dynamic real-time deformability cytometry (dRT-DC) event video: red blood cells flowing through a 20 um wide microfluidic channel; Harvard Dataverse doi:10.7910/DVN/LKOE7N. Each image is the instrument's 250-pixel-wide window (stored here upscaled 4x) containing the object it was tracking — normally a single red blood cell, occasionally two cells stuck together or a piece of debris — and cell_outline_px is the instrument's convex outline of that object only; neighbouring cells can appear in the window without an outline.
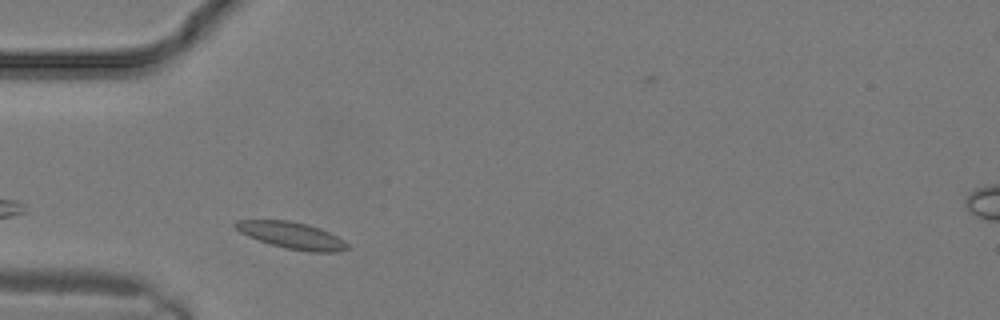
{"species": "common noctule bat (a hibernating species)", "species_latin": "Nyctalus noctula", "temperature_condition": "warm", "stored_images_in_passage": 9, "camera_frame_rate_fps": 3000, "um_per_image_px": 0.085, "animal": {"sex": "male", "body_mass_g": 19.2, "forearm_length_mm": 51.8}, "frame": {"image": 1, "passage_image": 1, "time_ms": 0.0, "image_size_px": [1000, 320], "cell_outline_px": [[348, 248], [340, 252], [308, 252], [288, 248], [272, 244], [248, 236], [240, 232], [232, 224], [236, 220], [288, 220], [308, 224], [320, 228], [344, 240], [348, 244]], "centroid_in_image_um": [24.82, 20.0], "position_along_channel_um": 60.2, "area_um2": 17.28}}
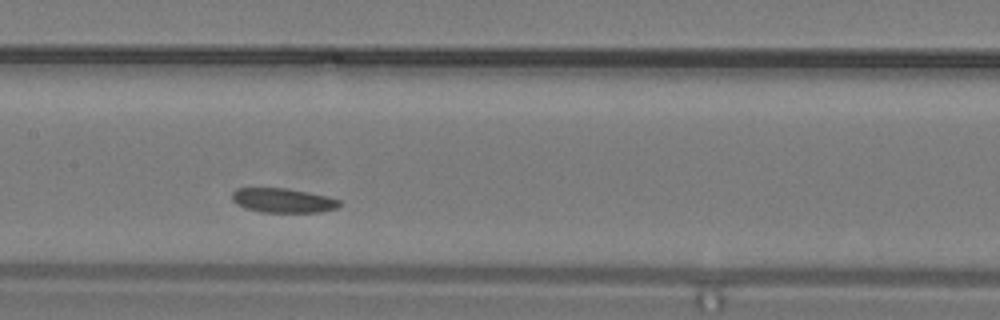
{"frame": {"image": 2, "passage_image": 6, "time_ms": 1.667, "image_size_px": [1000, 320], "cell_outline_px": [[344, 204], [336, 208], [320, 212], [260, 212], [244, 208], [236, 204], [232, 200], [232, 192], [236, 188], [288, 188], [328, 196], [340, 200]], "centroid_in_image_um": [24.06, 17.03], "position_along_channel_um": 183.3, "area_um2": 15.49}}
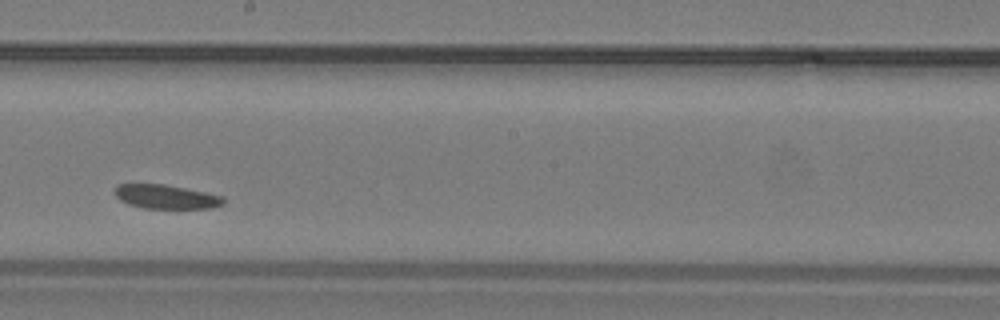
{"frame": {"image": 3, "passage_image": 8, "time_ms": 2.333, "image_size_px": [1000, 320], "cell_outline_px": [[224, 204], [212, 208], [144, 208], [128, 204], [120, 200], [116, 196], [116, 184], [164, 184], [224, 196]], "centroid_in_image_um": [14.13, 16.72], "position_along_channel_um": 234.1, "area_um2": 15.09}}